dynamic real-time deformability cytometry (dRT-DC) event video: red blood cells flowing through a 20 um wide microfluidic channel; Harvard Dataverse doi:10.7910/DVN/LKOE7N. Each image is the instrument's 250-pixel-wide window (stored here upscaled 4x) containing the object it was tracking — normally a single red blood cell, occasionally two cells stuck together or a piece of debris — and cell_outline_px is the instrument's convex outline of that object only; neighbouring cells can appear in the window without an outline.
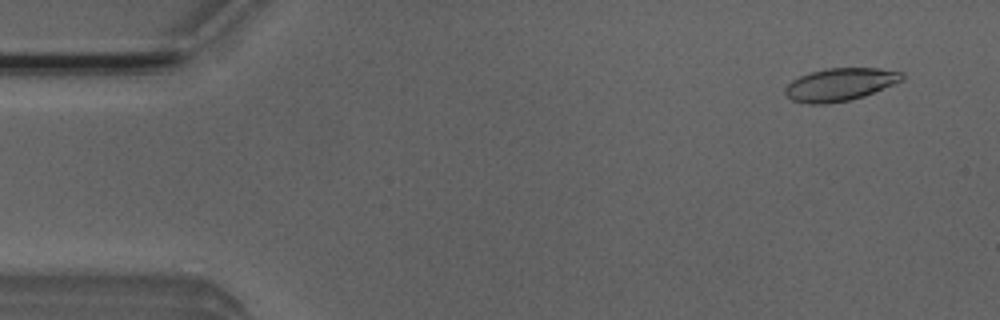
{"species": "Egyptian fruit bat (a non-hibernating species)", "species_latin": "Rousettus aegyptiacus", "temperature_condition": "room temperature", "stored_images_in_passage": 4, "camera_frame_rate_fps": 3000, "um_per_image_px": 0.085, "animal": {"sex": "male"}, "frame": {"image": 1, "passage_image": 1, "time_ms": 0.0, "image_size_px": [1000, 320], "cell_outline_px": [[904, 80], [864, 96], [848, 100], [828, 104], [808, 104], [792, 100], [784, 92], [784, 88], [792, 80], [800, 76], [824, 68], [880, 68], [904, 72]], "centroid_in_image_um": [71.42, 7.18], "position_along_channel_um": 13.6, "area_um2": 22.37}}